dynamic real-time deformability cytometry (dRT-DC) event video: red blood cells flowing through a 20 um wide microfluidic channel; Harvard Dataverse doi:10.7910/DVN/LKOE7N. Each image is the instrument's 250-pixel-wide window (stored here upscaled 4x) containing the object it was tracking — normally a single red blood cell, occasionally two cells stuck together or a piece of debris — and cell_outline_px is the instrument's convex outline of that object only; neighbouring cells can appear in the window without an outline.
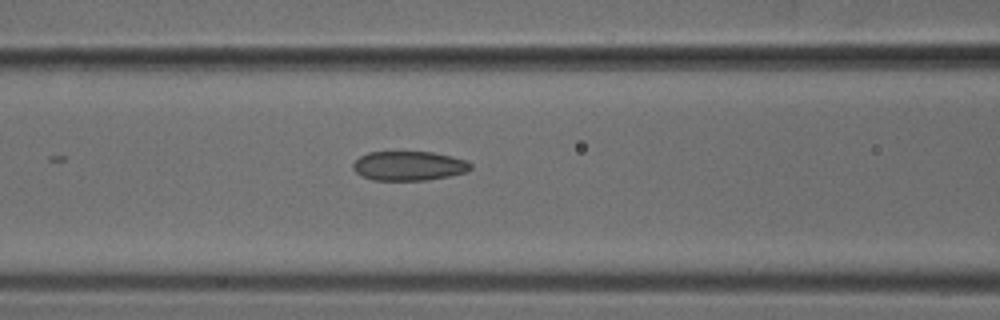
{"species": "common noctule bat (a hibernating species)", "species_latin": "Nyctalus noctula", "temperature_condition": "cold", "stored_images_in_passage": 18, "camera_frame_rate_fps": 3000, "um_per_image_px": 0.085, "animal": {"sex": "male", "body_mass_g": 18.8}, "frame": {"image": 1, "passage_image": 15, "time_ms": 4.667, "image_size_px": [1000, 320], "cell_outline_px": [[472, 168], [468, 172], [428, 180], [372, 180], [360, 176], [352, 168], [352, 164], [360, 156], [368, 152], [432, 152], [452, 156], [464, 160], [472, 164]], "centroid_in_image_um": [34.74, 14.1], "position_along_channel_um": 131.9, "area_um2": 20.23}}